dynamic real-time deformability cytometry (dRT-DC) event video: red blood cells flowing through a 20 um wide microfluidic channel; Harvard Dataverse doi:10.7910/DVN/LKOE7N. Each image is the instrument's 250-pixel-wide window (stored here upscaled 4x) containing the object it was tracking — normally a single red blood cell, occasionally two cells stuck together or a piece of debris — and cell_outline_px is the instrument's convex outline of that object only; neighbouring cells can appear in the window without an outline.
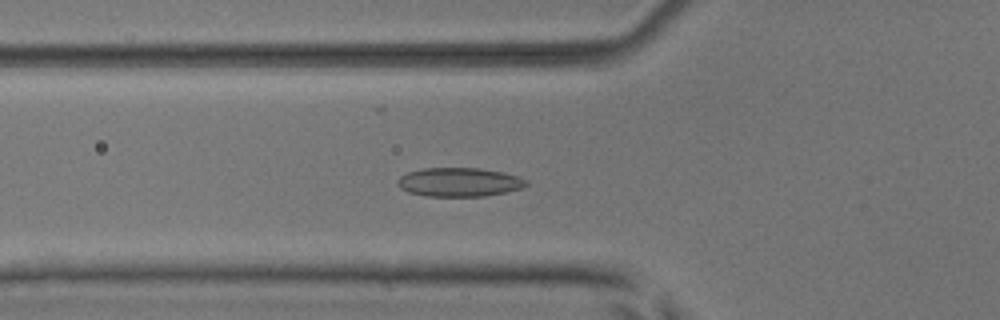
{"species": "common noctule bat (a hibernating species)", "species_latin": "Nyctalus noctula", "temperature_condition": "room temperature", "stored_images_in_passage": 52, "camera_frame_rate_fps": 3000, "um_per_image_px": 0.085, "animal": {"sex": "male", "body_mass_g": 17.9, "forearm_length_mm": 54.2}, "frame": {"image": 1, "passage_image": 19, "time_ms": 6.0, "image_size_px": [1000, 320], "cell_outline_px": [[528, 184], [524, 188], [484, 196], [428, 196], [408, 192], [400, 188], [396, 184], [396, 180], [400, 176], [408, 172], [424, 168], [480, 168], [520, 176], [528, 180]], "centroid_in_image_um": [39.04, 15.48], "position_along_channel_um": 86.8, "area_um2": 21.73}}
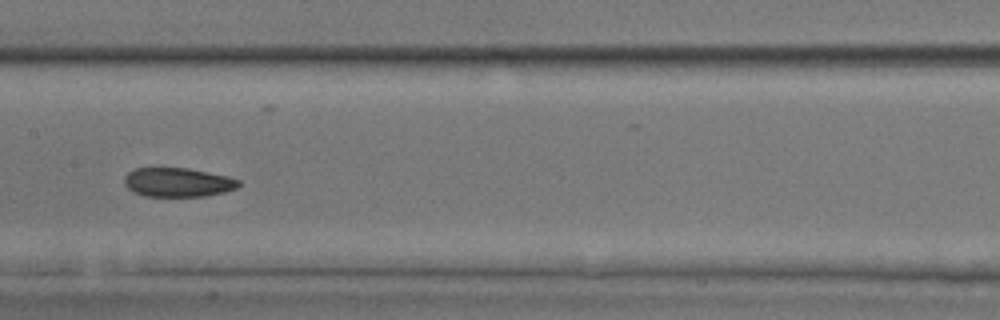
{"frame": {"image": 2, "passage_image": 27, "time_ms": 8.667, "image_size_px": [1000, 320], "cell_outline_px": [[240, 184], [236, 188], [224, 192], [204, 196], [144, 196], [132, 192], [124, 184], [124, 176], [128, 172], [136, 168], [188, 168], [228, 176], [240, 180]], "centroid_in_image_um": [15.09, 15.49], "position_along_channel_um": 192.3, "area_um2": 19.42}}
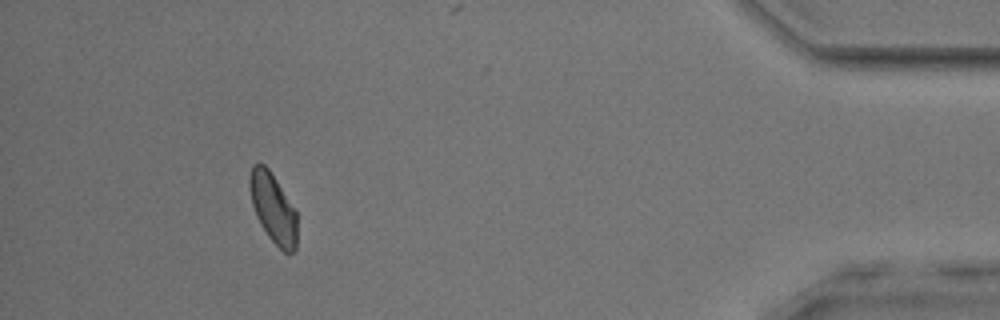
{"frame": {"image": 3, "passage_image": 48, "time_ms": 15.667, "image_size_px": [1000, 320], "cell_outline_px": [[296, 248], [292, 252], [284, 252], [268, 236], [260, 224], [256, 216], [252, 204], [248, 184], [248, 180], [252, 164], [264, 164], [268, 168], [296, 208]], "centroid_in_image_um": [23.2, 17.66], "position_along_channel_um": 412.0, "area_um2": 19.31}, "authors_computed_cell_mechanics": {"area_um2": 19.9988, "velocity_mm_per_s": 3.9557, "shape_relaxation_time_tau1_ms": null, "shape_relaxation_time_tau2_ms": 4.1392, "deformation_change_tau1": null, "deformation_change_tau2": 0.0836}}